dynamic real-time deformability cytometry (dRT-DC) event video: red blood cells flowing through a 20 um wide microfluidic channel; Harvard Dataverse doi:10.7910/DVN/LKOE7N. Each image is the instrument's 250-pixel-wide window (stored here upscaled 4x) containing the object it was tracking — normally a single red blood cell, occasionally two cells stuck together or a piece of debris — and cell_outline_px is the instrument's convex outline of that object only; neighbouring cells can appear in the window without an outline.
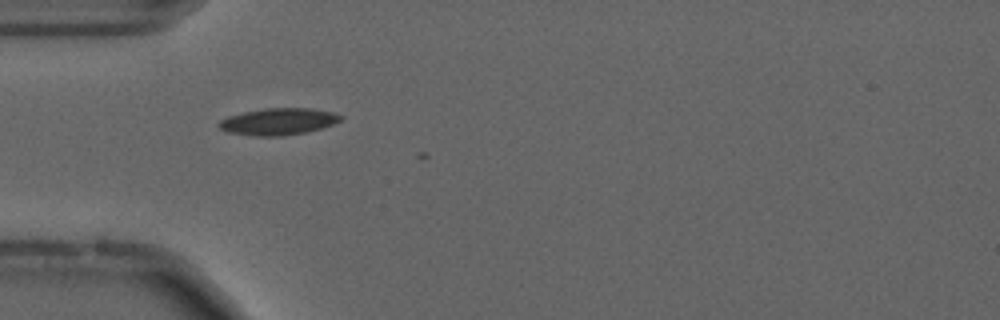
{"species": "common noctule bat (a hibernating species)", "species_latin": "Nyctalus noctula", "temperature_condition": "cold", "stored_images_in_passage": 4, "camera_frame_rate_fps": 3000, "um_per_image_px": 0.085, "animal": {"sex": "male", "forearm_length_mm": 52.5}, "frame": {"image": 1, "passage_image": 3, "time_ms": 0.667, "image_size_px": [1000, 320], "cell_outline_px": [[344, 116], [340, 120], [332, 124], [308, 132], [280, 136], [252, 136], [228, 132], [220, 128], [216, 124], [220, 120], [228, 116], [244, 112], [264, 108], [308, 108], [332, 112]], "centroid_in_image_um": [23.62, 10.33], "position_along_channel_um": 61.4, "area_um2": 18.96}}